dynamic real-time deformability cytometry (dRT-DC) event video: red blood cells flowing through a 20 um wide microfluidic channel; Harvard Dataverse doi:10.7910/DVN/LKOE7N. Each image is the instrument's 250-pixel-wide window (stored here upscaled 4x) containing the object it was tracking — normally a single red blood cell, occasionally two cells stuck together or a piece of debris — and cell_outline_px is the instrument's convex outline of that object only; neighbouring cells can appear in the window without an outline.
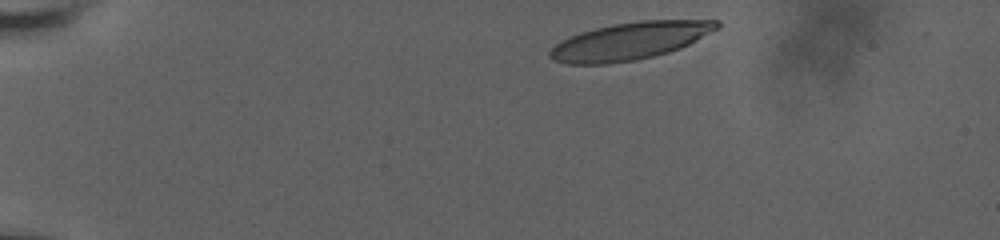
{"species": "human", "species_latin": "Homo sapiens", "temperature_condition": "room temperature", "stored_images_in_passage": 9, "camera_frame_rate_fps": 3000, "um_per_image_px": 0.085, "donor": {"sex": "male"}, "frame": {"image": 1, "passage_image": 1, "time_ms": 0.0, "image_size_px": [1000, 240], "cell_outline_px": [[720, 28], [680, 48], [668, 52], [636, 60], [608, 64], [568, 64], [552, 60], [548, 56], [548, 52], [560, 40], [580, 32], [612, 24], [640, 20], [720, 20]], "centroid_in_image_um": [53.53, 3.48], "position_along_channel_um": 31.5, "area_um2": 36.47}}
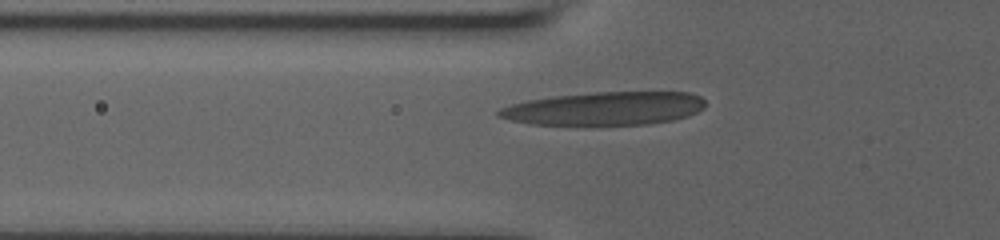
{"frame": {"image": 2, "passage_image": 8, "time_ms": 3.667, "image_size_px": [1000, 240], "cell_outline_px": [[704, 108], [688, 116], [672, 120], [648, 124], [532, 124], [512, 120], [496, 116], [496, 112], [500, 108], [512, 104], [528, 100], [552, 96], [596, 92], [688, 92], [700, 96], [704, 100]], "centroid_in_image_um": [51.4, 9.21], "position_along_channel_um": 74.4, "area_um2": 39.77}}